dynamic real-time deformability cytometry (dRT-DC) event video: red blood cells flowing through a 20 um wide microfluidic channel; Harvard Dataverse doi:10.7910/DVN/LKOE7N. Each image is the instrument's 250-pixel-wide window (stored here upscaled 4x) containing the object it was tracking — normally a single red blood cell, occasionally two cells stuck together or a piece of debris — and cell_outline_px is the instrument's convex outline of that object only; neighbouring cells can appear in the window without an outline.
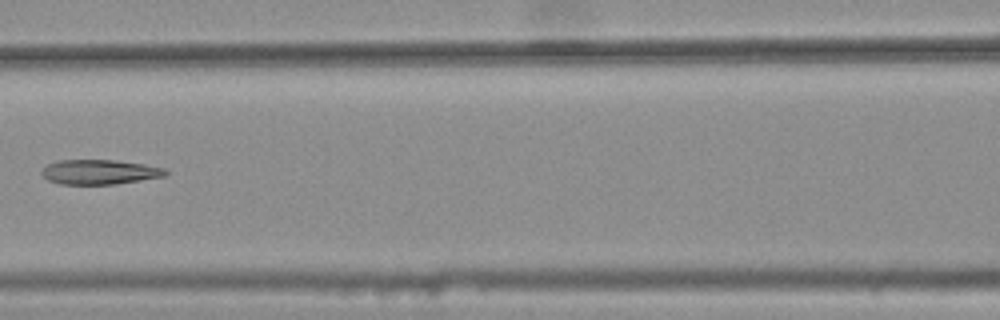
{"species": "common noctule bat (a hibernating species)", "species_latin": "Nyctalus noctula", "temperature_condition": "warm", "stored_images_in_passage": 5, "camera_frame_rate_fps": 3000, "um_per_image_px": 0.085, "animal": {"sex": "female", "body_mass_g": 25.1}, "frame": {"image": 1, "passage_image": 4, "time_ms": 1.0, "image_size_px": [1000, 320], "cell_outline_px": [[168, 172], [164, 176], [116, 184], [60, 184], [48, 180], [40, 172], [48, 164], [60, 160], [116, 160], [144, 164], [164, 168]], "centroid_in_image_um": [8.46, 14.62], "position_along_channel_um": 158.1, "area_um2": 17.69}}
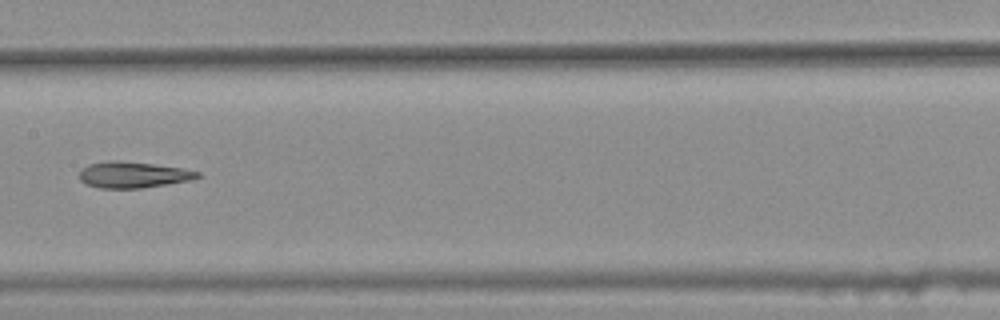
{"frame": {"image": 2, "passage_image": 5, "time_ms": 1.333, "image_size_px": [1000, 320], "cell_outline_px": [[200, 176], [192, 180], [140, 188], [100, 188], [84, 184], [80, 180], [80, 172], [88, 164], [108, 160], [116, 160], [152, 164], [184, 168], [200, 172]], "centroid_in_image_um": [11.31, 14.85], "position_along_channel_um": 196.1, "area_um2": 17.98}}